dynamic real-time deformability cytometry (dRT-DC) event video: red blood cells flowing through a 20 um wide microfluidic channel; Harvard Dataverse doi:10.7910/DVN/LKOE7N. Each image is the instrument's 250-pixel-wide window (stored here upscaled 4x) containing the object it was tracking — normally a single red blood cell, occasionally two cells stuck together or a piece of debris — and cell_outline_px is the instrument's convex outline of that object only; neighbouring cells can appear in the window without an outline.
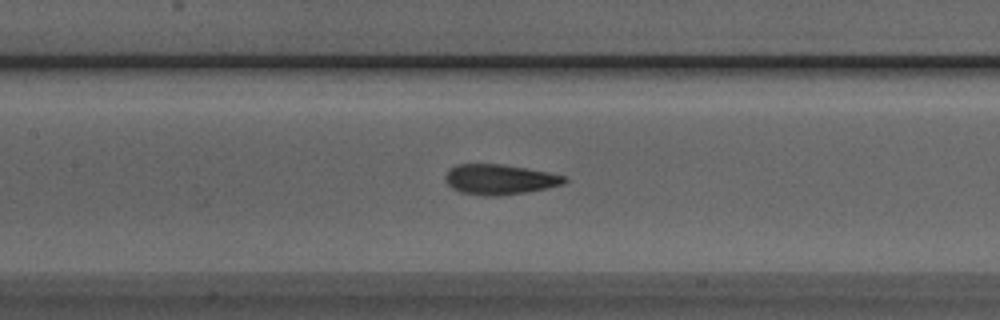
{"species": "Egyptian fruit bat (a non-hibernating species)", "species_latin": "Rousettus aegyptiacus", "temperature_condition": "room temperature", "stored_images_in_passage": 46, "camera_frame_rate_fps": 3000, "um_per_image_px": 0.085, "animal": {"sex": "male"}, "frame": {"image": 1, "passage_image": 22, "time_ms": 7.0, "image_size_px": [1000, 320], "cell_outline_px": [[568, 180], [564, 184], [548, 188], [524, 192], [496, 196], [484, 196], [460, 192], [452, 188], [444, 180], [444, 176], [448, 168], [456, 164], [500, 164], [528, 168], [548, 172], [564, 176]], "centroid_in_image_um": [42.43, 15.24], "position_along_channel_um": 165.0, "area_um2": 21.1}}
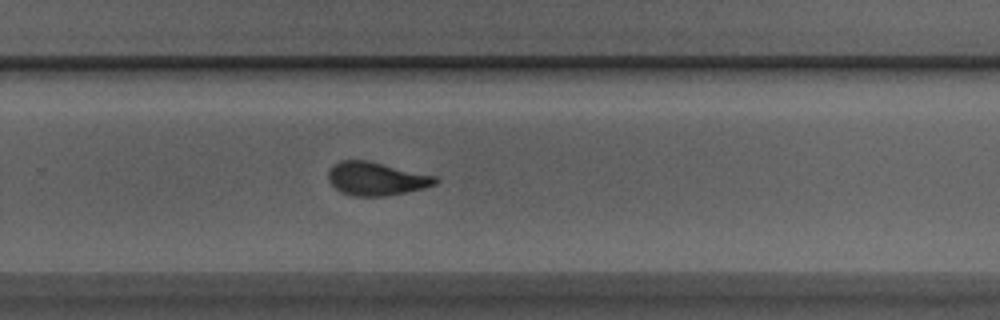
{"frame": {"image": 2, "passage_image": 32, "time_ms": 10.333, "image_size_px": [1000, 320], "cell_outline_px": [[440, 180], [436, 184], [424, 188], [384, 196], [352, 196], [340, 192], [328, 180], [328, 172], [332, 164], [340, 160], [368, 160], [436, 176]], "centroid_in_image_um": [31.96, 15.18], "position_along_channel_um": 297.8, "area_um2": 20.87}}
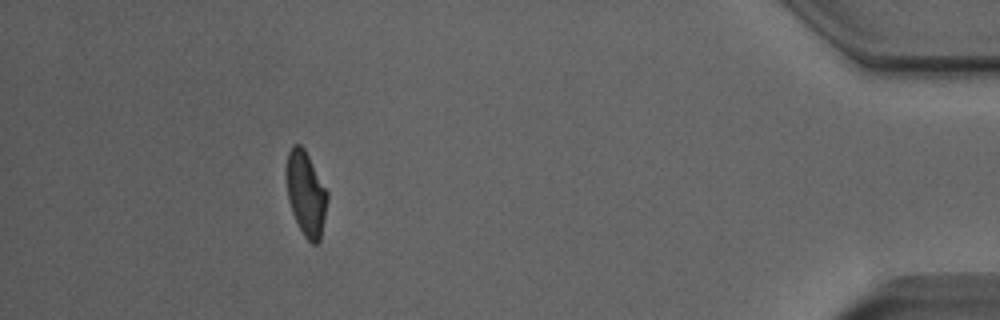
{"frame": {"image": 3, "passage_image": 45, "time_ms": 14.667, "image_size_px": [1000, 320], "cell_outline_px": [[328, 200], [320, 240], [316, 244], [312, 244], [304, 236], [292, 212], [288, 200], [288, 152], [292, 144], [300, 144], [304, 148], [328, 192]], "centroid_in_image_um": [26.04, 16.48], "position_along_channel_um": 409.2, "area_um2": 19.71}}